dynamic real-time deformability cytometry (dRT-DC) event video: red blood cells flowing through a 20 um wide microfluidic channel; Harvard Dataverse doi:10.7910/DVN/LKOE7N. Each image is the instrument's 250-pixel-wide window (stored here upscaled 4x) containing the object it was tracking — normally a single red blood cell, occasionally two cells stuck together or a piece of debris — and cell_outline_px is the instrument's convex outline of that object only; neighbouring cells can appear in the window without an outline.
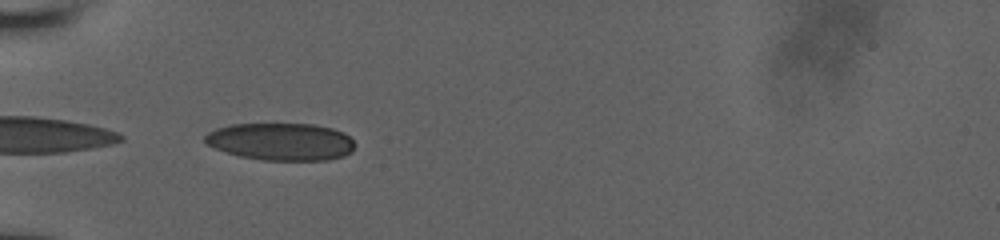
{"species": "human", "species_latin": "Homo sapiens", "temperature_condition": "room temperature", "stored_images_in_passage": 37, "camera_frame_rate_fps": 3000, "um_per_image_px": 0.085, "donor": {"sex": "male"}, "frame": {"image": 1, "passage_image": 2, "time_ms": 0.333, "image_size_px": [1000, 240], "cell_outline_px": [[356, 144], [352, 152], [344, 156], [328, 160], [264, 160], [240, 156], [204, 144], [204, 136], [208, 132], [216, 128], [232, 124], [312, 124], [332, 128], [344, 132]], "centroid_in_image_um": [23.9, 12.04], "position_along_channel_um": 61.1, "area_um2": 32.77}}
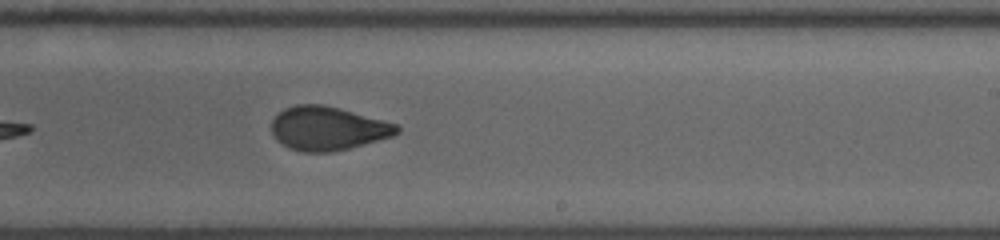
{"frame": {"image": 2, "passage_image": 18, "time_ms": 5.667, "image_size_px": [1000, 240], "cell_outline_px": [[400, 132], [392, 136], [348, 148], [332, 152], [304, 152], [288, 148], [276, 140], [272, 132], [272, 120], [284, 108], [296, 104], [324, 104], [340, 108], [384, 120], [396, 124], [400, 128]], "centroid_in_image_um": [27.84, 10.91], "position_along_channel_um": 261.2, "area_um2": 31.91}}
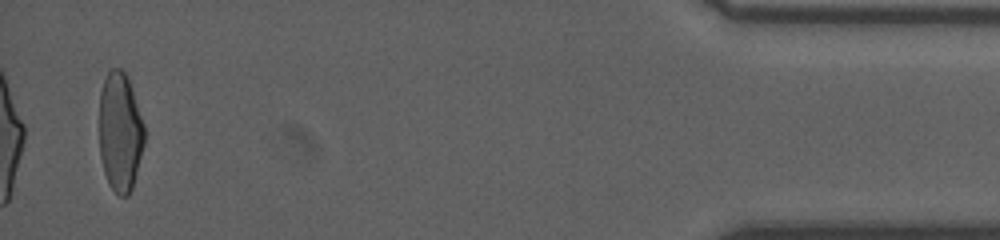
{"frame": {"image": 3, "passage_image": 36, "time_ms": 11.667, "image_size_px": [1000, 240], "cell_outline_px": [[144, 144], [132, 188], [128, 196], [120, 196], [108, 184], [104, 172], [100, 156], [100, 92], [104, 80], [108, 72], [112, 68], [124, 68], [128, 76], [144, 124]], "centroid_in_image_um": [10.21, 11.19], "position_along_channel_um": 425.0, "area_um2": 31.39}, "authors_computed_cell_mechanics": {"area_um2": 32.4836, "velocity_mm_per_s": 3.9482, "shape_relaxation_time_tau1_ms": 6.2563, "shape_relaxation_time_tau2_ms": 1.0941, "deformation_change_tau1": 0.175, "deformation_change_tau2": 0.0605}}